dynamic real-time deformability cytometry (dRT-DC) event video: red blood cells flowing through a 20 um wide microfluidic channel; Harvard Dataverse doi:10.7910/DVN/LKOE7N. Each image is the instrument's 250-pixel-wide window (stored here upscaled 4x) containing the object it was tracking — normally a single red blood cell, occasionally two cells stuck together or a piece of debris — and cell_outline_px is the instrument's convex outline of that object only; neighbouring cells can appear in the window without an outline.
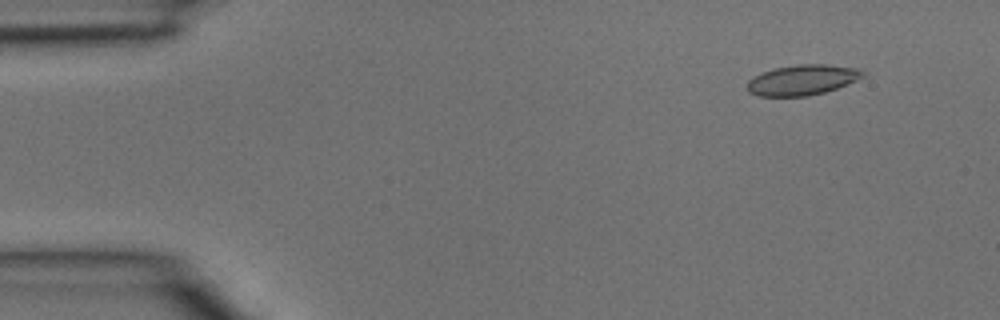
{"species": "common noctule bat (a hibernating species)", "species_latin": "Nyctalus noctula", "temperature_condition": "room temperature", "stored_images_in_passage": 37, "camera_frame_rate_fps": 3000, "um_per_image_px": 0.085, "animal": {"sex": "male", "body_mass_g": 15.6}, "frame": {"image": 1, "passage_image": 2, "time_ms": 0.333, "image_size_px": [1000, 320], "cell_outline_px": [[868, 72], [864, 76], [856, 80], [836, 88], [824, 92], [808, 96], [760, 96], [748, 92], [748, 80], [752, 76], [776, 68], [800, 64], [824, 64], [860, 68]], "centroid_in_image_um": [68.23, 6.79], "position_along_channel_um": 16.8, "area_um2": 20.4}}
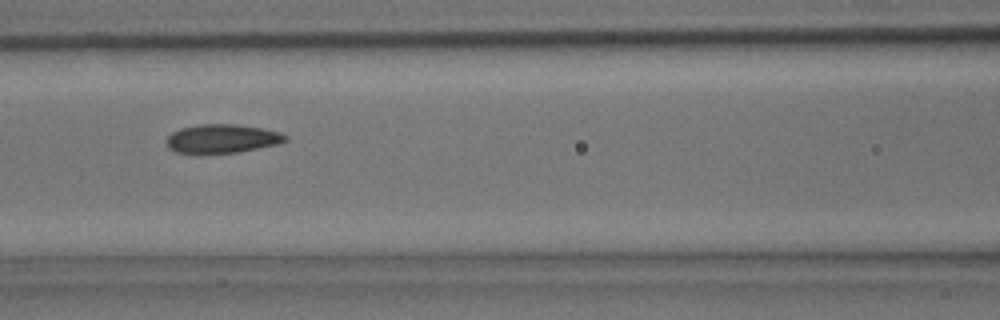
{"frame": {"image": 2, "passage_image": 15, "time_ms": 4.667, "image_size_px": [1000, 320], "cell_outline_px": [[288, 140], [276, 144], [236, 152], [196, 156], [176, 152], [168, 148], [168, 136], [172, 132], [180, 128], [200, 124], [236, 124], [260, 128], [280, 132], [288, 136]], "centroid_in_image_um": [18.82, 11.81], "position_along_channel_um": 147.8, "area_um2": 20.29}}
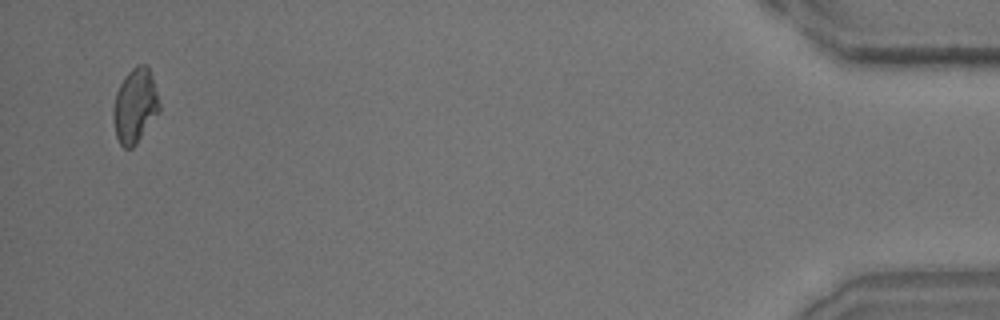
{"frame": {"image": 3, "passage_image": 36, "time_ms": 11.667, "image_size_px": [1000, 320], "cell_outline_px": [[160, 112], [136, 144], [132, 148], [124, 148], [120, 144], [116, 136], [112, 116], [112, 108], [116, 92], [124, 76], [136, 64], [148, 64], [152, 76], [160, 104]], "centroid_in_image_um": [11.47, 8.98], "position_along_channel_um": 423.7, "area_um2": 20.29}}